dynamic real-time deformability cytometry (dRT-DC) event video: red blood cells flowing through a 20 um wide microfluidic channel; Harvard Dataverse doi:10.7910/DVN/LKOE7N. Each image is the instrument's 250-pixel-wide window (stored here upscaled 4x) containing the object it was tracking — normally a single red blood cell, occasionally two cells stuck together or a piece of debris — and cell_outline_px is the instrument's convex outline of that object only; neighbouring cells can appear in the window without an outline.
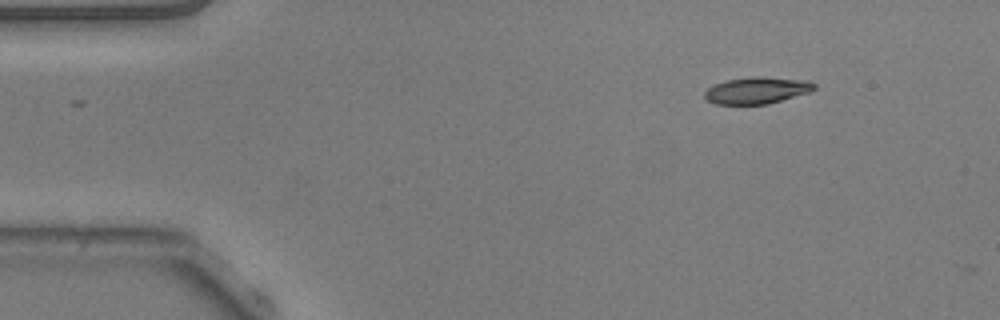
{"species": "common noctule bat (a hibernating species)", "species_latin": "Nyctalus noctula", "temperature_condition": "warm", "stored_images_in_passage": 47, "camera_frame_rate_fps": 3000, "um_per_image_px": 0.085, "animal": {"sex": "male", "body_mass_g": 20.5, "forearm_length_mm": 52.5}, "frame": {"image": 1, "passage_image": 1, "time_ms": 0.0, "image_size_px": [1000, 320], "cell_outline_px": [[816, 88], [808, 92], [768, 104], [716, 104], [708, 100], [704, 96], [704, 92], [708, 88], [716, 84], [728, 80], [752, 76], [760, 76], [808, 80], [816, 84]], "centroid_in_image_um": [64.35, 7.67], "position_along_channel_um": 20.6, "area_um2": 16.94}}
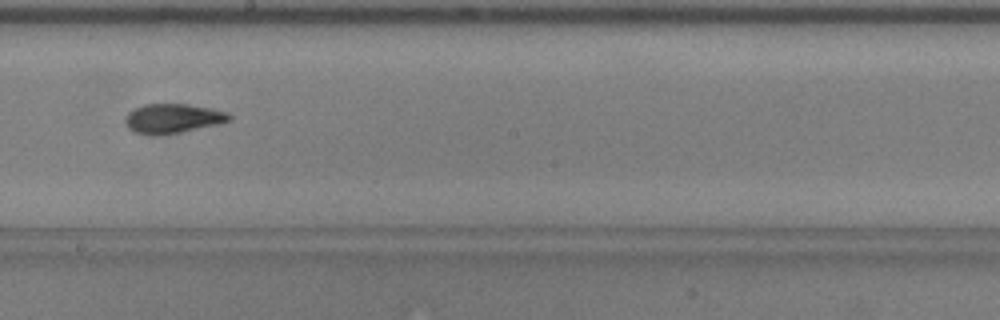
{"frame": {"image": 2, "passage_image": 24, "time_ms": 7.667, "image_size_px": [1000, 320], "cell_outline_px": [[232, 120], [220, 124], [168, 136], [148, 136], [132, 132], [128, 128], [124, 120], [128, 112], [144, 104], [188, 104], [212, 108], [228, 112], [232, 116]], "centroid_in_image_um": [14.7, 10.11], "position_along_channel_um": 233.5, "area_um2": 18.61}}
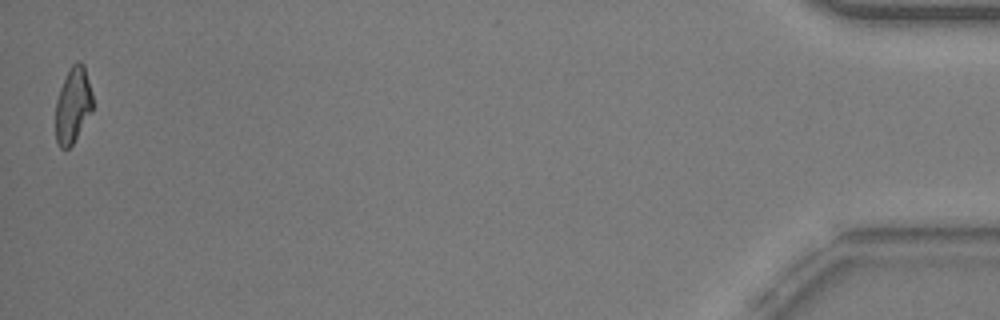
{"frame": {"image": 3, "passage_image": 47, "time_ms": 15.333, "image_size_px": [1000, 320], "cell_outline_px": [[92, 112], [72, 144], [68, 148], [60, 148], [56, 144], [56, 100], [60, 88], [72, 64], [76, 60], [80, 60], [84, 64], [92, 92]], "centroid_in_image_um": [6.2, 8.93], "position_along_channel_um": 429.0, "area_um2": 16.36}, "authors_computed_cell_mechanics": {"area_um2": 17.3978, "velocity_mm_per_s": 3.811, "shape_relaxation_time_tau1_ms": 6.0405, "shape_relaxation_time_tau2_ms": 2.1048, "deformation_change_tau1": 0.1752, "deformation_change_tau2": 0.0907}}